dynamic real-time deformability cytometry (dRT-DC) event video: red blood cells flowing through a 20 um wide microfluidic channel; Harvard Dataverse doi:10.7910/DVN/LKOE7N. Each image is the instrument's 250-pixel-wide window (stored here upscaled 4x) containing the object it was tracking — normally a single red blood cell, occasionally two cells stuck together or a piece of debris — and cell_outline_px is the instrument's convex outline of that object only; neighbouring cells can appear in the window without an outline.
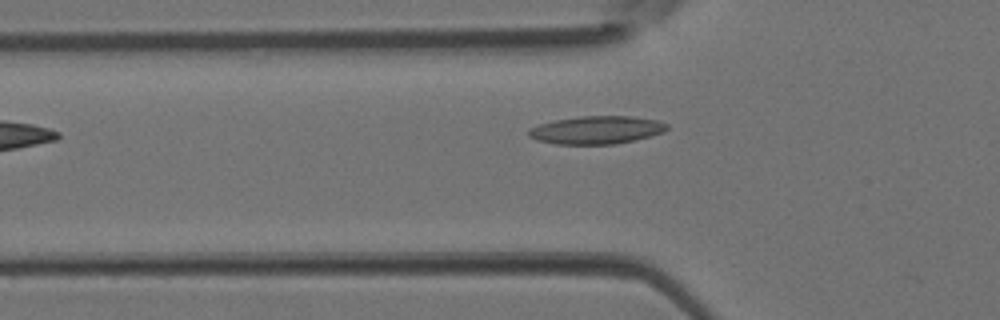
{"species": "Egyptian fruit bat (a non-hibernating species)", "species_latin": "Rousettus aegyptiacus", "temperature_condition": "room temperature", "stored_images_in_passage": 3, "camera_frame_rate_fps": 3000, "um_per_image_px": 0.085, "animal": {"sex": "female"}, "frame": {"image": 1, "passage_image": 3, "time_ms": 0.667, "image_size_px": [1000, 320], "cell_outline_px": [[668, 128], [664, 132], [652, 136], [636, 140], [616, 144], [556, 144], [536, 140], [528, 136], [528, 128], [540, 124], [556, 120], [580, 116], [632, 116], [656, 120], [668, 124]], "centroid_in_image_um": [50.72, 11.05], "position_along_channel_um": 75.1, "area_um2": 22.66}}